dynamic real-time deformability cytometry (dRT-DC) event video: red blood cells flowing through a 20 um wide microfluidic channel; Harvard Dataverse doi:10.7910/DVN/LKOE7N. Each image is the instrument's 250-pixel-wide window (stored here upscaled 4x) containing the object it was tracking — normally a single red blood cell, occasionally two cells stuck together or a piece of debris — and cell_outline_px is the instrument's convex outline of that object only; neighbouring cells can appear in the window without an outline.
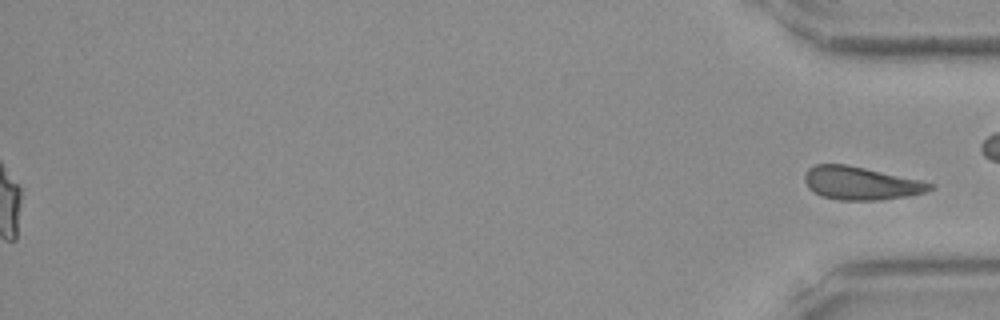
{"species": "Egyptian fruit bat (a non-hibernating species)", "species_latin": "Rousettus aegyptiacus", "temperature_condition": "room temperature", "stored_images_in_passage": 49, "segment_of_instrument_passage": [2, 2], "camera_frame_rate_fps": 3000, "um_per_image_px": 0.085, "frame": {"image": 1, "passage_image": 49, "time_ms": 16.0, "image_size_px": [1000, 320], "cell_outline_px": [[936, 188], [924, 192], [908, 196], [880, 200], [836, 200], [820, 196], [808, 188], [804, 180], [804, 176], [808, 168], [816, 164], [848, 164], [920, 180], [932, 184]], "centroid_in_image_um": [73.14, 15.58], "position_along_channel_um": 362.1, "area_um2": 24.28}}